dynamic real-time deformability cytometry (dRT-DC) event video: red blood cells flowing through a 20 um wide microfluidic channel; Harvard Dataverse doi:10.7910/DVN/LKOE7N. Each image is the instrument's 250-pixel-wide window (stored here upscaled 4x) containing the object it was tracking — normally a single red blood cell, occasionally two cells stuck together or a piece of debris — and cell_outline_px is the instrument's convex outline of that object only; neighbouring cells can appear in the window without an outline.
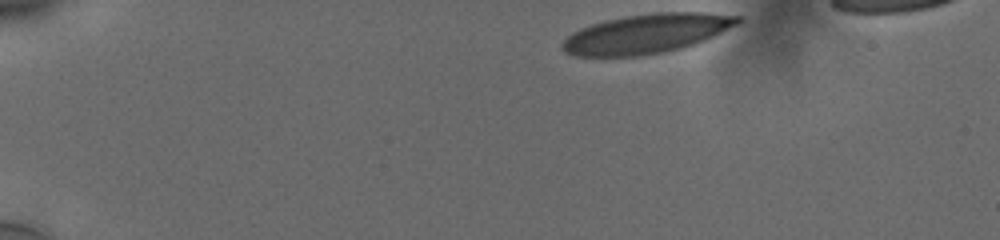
{"species": "human", "species_latin": "Homo sapiens", "temperature_condition": "cold", "stored_images_in_passage": 41, "camera_frame_rate_fps": 3000, "um_per_image_px": 0.085, "donor": {"sex": "male"}, "frame": {"image": 1, "passage_image": 1, "time_ms": 0.0, "image_size_px": [1000, 240], "cell_outline_px": [[744, 20], [704, 40], [680, 48], [664, 52], [636, 56], [572, 56], [564, 52], [560, 44], [572, 32], [580, 28], [604, 20], [624, 16], [652, 12], [704, 12], [744, 16]], "centroid_in_image_um": [54.93, 2.85], "position_along_channel_um": 30.1, "area_um2": 40.23}}
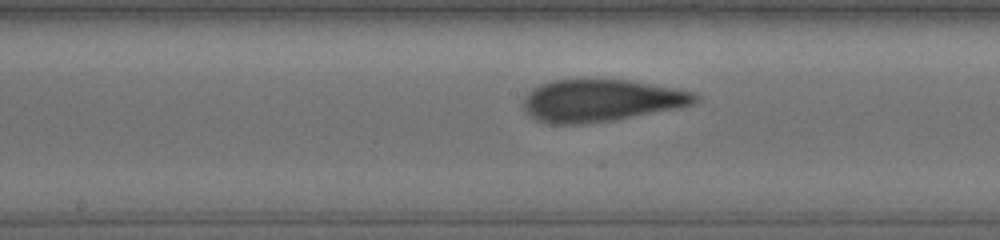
{"frame": {"image": 2, "passage_image": 22, "time_ms": 7.0, "image_size_px": [1000, 240], "cell_outline_px": [[700, 100], [692, 104], [680, 108], [616, 120], [584, 124], [552, 124], [536, 120], [528, 116], [524, 112], [524, 96], [532, 88], [540, 84], [552, 80], [588, 76], [628, 80], [676, 88], [696, 92], [700, 96]], "centroid_in_image_um": [51.08, 8.51], "position_along_channel_um": 197.1, "area_um2": 43.81}}
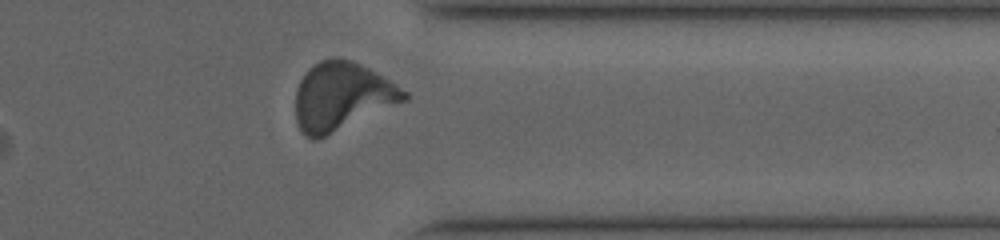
{"frame": {"image": 3, "passage_image": 37, "time_ms": 12.0, "image_size_px": [1000, 240], "cell_outline_px": [[408, 100], [316, 140], [312, 140], [304, 136], [296, 120], [296, 88], [300, 80], [308, 68], [320, 60], [332, 56], [336, 56], [352, 60], [368, 68], [408, 92]], "centroid_in_image_um": [29.03, 8.18], "position_along_channel_um": 382.4, "area_um2": 43.06}, "authors_computed_cell_mechanics": {"area_um2": 42.0784, "velocity_mm_per_s": 3.753, "shape_relaxation_time_tau1_ms": 9.7516, "shape_relaxation_time_tau2_ms": 1.0132, "deformation_change_tau1": 0.264, "deformation_change_tau2": 0.0843}}